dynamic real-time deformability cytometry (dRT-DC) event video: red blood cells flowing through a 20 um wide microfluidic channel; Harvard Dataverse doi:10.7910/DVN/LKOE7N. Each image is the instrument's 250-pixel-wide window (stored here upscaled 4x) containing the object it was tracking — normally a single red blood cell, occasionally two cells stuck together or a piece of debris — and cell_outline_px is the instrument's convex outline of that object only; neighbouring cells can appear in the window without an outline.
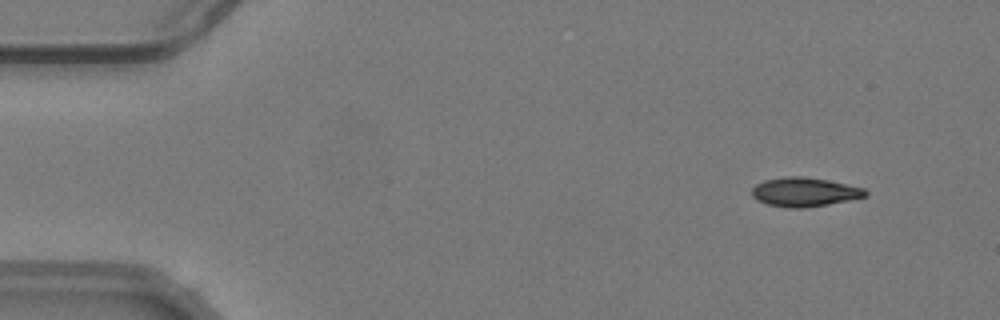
{"species": "common noctule bat (a hibernating species)", "species_latin": "Nyctalus noctula", "temperature_condition": "warm", "stored_images_in_passage": 53, "camera_frame_rate_fps": 3000, "um_per_image_px": 0.085, "animal": {"sex": "male", "body_mass_g": 19.2, "forearm_length_mm": 51.8}, "frame": {"image": 1, "passage_image": 4, "time_ms": 1.0, "image_size_px": [1000, 320], "cell_outline_px": [[868, 196], [828, 204], [804, 208], [788, 208], [768, 204], [756, 200], [752, 196], [752, 188], [756, 184], [764, 180], [784, 176], [804, 176], [828, 180], [864, 188], [868, 192]], "centroid_in_image_um": [68.37, 16.31], "position_along_channel_um": 16.6, "area_um2": 19.31}}
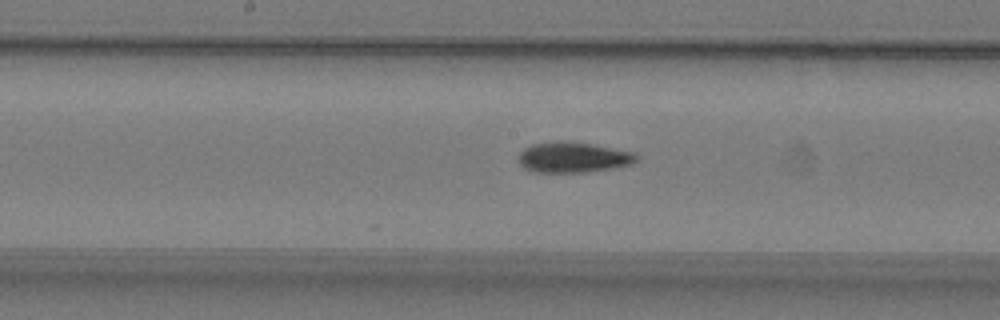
{"frame": {"image": 2, "passage_image": 27, "time_ms": 8.667, "image_size_px": [1000, 320], "cell_outline_px": [[640, 156], [632, 164], [612, 168], [584, 172], [532, 172], [524, 168], [520, 164], [520, 152], [524, 148], [532, 144], [556, 140], [564, 140], [592, 144], [636, 152]], "centroid_in_image_um": [48.73, 13.36], "position_along_channel_um": 199.5, "area_um2": 21.15}}
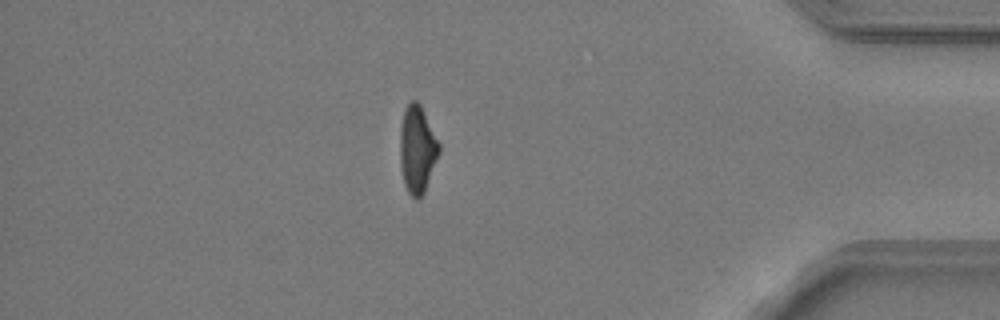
{"frame": {"image": 3, "passage_image": 46, "time_ms": 15.0, "image_size_px": [1000, 320], "cell_outline_px": [[440, 152], [424, 192], [416, 200], [408, 192], [404, 184], [400, 164], [400, 128], [404, 108], [412, 100], [416, 100], [420, 104], [440, 144]], "centroid_in_image_um": [35.46, 12.68], "position_along_channel_um": 399.7, "area_um2": 19.83}, "authors_computed_cell_mechanics": {"area_um2": 19.941, "velocity_mm_per_s": 3.7807, "shape_relaxation_time_tau1_ms": 6.5283, "shape_relaxation_time_tau2_ms": 3.0, "deformation_change_tau1": 0.2059, "deformation_change_tau2": 0.1027}}